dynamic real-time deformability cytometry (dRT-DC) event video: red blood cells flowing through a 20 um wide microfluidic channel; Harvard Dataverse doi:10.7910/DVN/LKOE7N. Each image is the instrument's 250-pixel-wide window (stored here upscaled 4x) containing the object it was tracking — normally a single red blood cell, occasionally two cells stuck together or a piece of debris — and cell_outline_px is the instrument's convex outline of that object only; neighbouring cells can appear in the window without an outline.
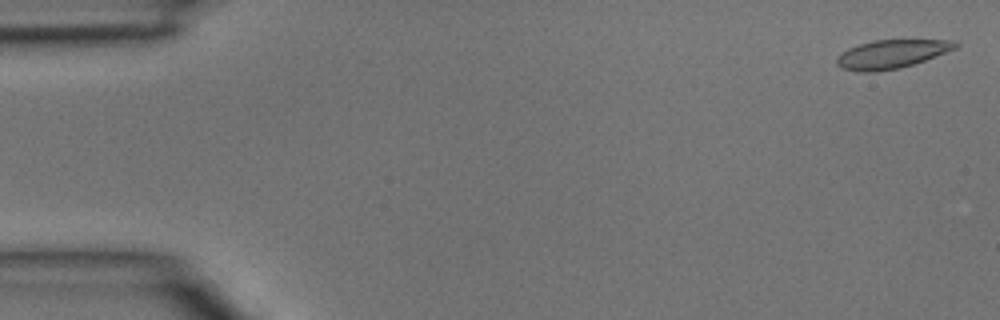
{"species": "common noctule bat (a hibernating species)", "species_latin": "Nyctalus noctula", "temperature_condition": "room temperature", "stored_images_in_passage": 4, "camera_frame_rate_fps": 3000, "um_per_image_px": 0.085, "animal": {"sex": "male", "body_mass_g": 15.6}, "frame": {"image": 1, "passage_image": 1, "time_ms": 0.0, "image_size_px": [1000, 320], "cell_outline_px": [[960, 44], [956, 48], [924, 60], [900, 68], [876, 72], [856, 72], [840, 68], [836, 64], [836, 60], [848, 48], [872, 40], [956, 40]], "centroid_in_image_um": [75.77, 4.6], "position_along_channel_um": 9.2, "area_um2": 19.65}}
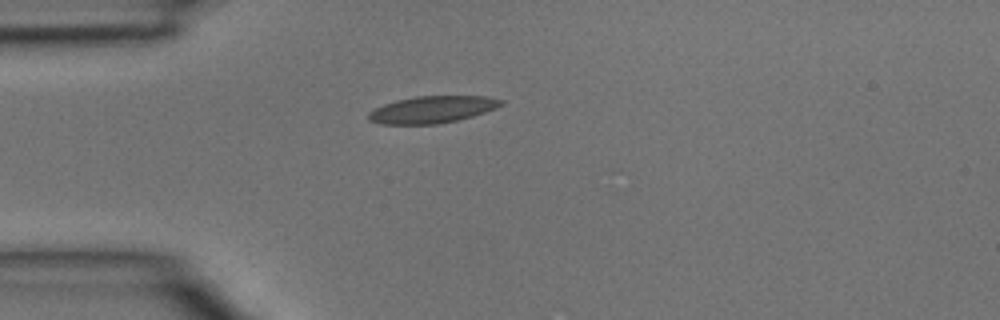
{"frame": {"image": 2, "passage_image": 4, "time_ms": 1.0, "image_size_px": [1000, 320], "cell_outline_px": [[504, 104], [484, 112], [472, 116], [456, 120], [436, 124], [380, 124], [368, 120], [368, 112], [384, 104], [396, 100], [416, 96], [484, 96], [504, 100]], "centroid_in_image_um": [36.71, 9.31], "position_along_channel_um": 48.3, "area_um2": 20.69}}